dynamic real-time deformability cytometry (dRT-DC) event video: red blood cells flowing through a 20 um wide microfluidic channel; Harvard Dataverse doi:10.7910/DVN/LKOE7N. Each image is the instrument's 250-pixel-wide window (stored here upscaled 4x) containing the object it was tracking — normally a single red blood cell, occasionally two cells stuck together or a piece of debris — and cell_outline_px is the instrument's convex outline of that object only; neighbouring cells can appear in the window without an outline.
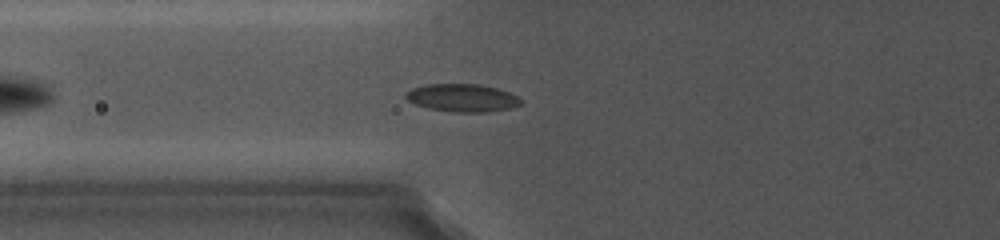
{"species": "common noctule bat (a hibernating species)", "species_latin": "Nyctalus noctula", "temperature_condition": "cold", "stored_images_in_passage": 4, "camera_frame_rate_fps": 5000, "um_per_image_px": 0.085, "animal": {"sex": "female", "body_mass_g": 19.0, "forearm_length_mm": 56.7}, "frame": {"image": 1, "passage_image": 4, "time_ms": 2.6, "image_size_px": [1000, 240], "cell_outline_px": [[520, 104], [508, 108], [488, 112], [456, 112], [428, 108], [416, 104], [408, 100], [404, 96], [412, 88], [428, 84], [476, 84], [496, 88], [508, 92], [516, 96], [520, 100]], "centroid_in_image_um": [39.26, 8.31], "position_along_channel_um": 86.5, "area_um2": 18.26}}